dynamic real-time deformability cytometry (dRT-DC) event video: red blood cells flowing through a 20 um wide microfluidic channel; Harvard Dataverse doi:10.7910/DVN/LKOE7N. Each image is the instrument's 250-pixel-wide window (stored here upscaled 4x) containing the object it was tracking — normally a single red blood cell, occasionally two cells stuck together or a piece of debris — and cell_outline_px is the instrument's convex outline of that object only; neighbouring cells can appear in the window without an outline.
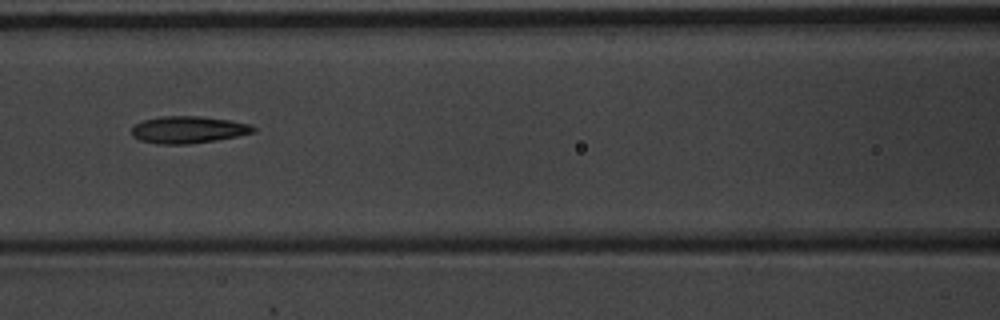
{"species": "common noctule bat (a hibernating species)", "species_latin": "Nyctalus noctula", "temperature_condition": "warm", "stored_images_in_passage": 10, "camera_frame_rate_fps": 3000, "um_per_image_px": 0.085, "animal": {"sex": "male", "body_mass_g": 20.1, "forearm_length_mm": 53.5}, "frame": {"image": 1, "passage_image": 7, "time_ms": 2.0, "image_size_px": [1000, 320], "cell_outline_px": [[256, 132], [216, 140], [188, 144], [156, 144], [140, 140], [132, 136], [132, 128], [136, 124], [144, 120], [160, 116], [200, 116], [228, 120], [252, 124], [256, 128]], "centroid_in_image_um": [16.01, 11.02], "position_along_channel_um": 150.6, "area_um2": 19.19}}
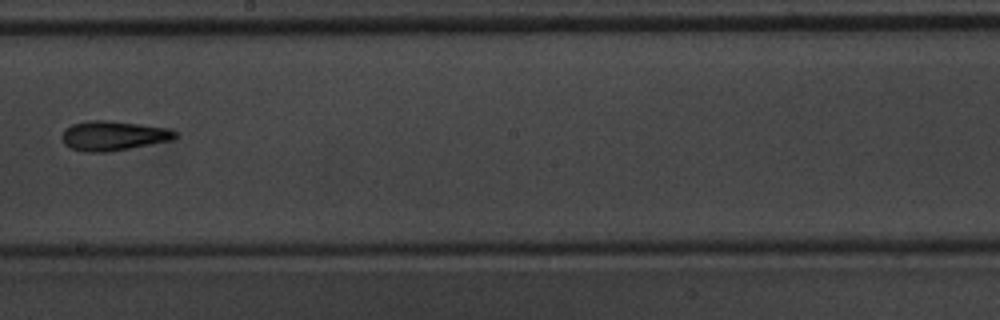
{"frame": {"image": 2, "passage_image": 9, "time_ms": 2.667, "image_size_px": [1000, 320], "cell_outline_px": [[176, 136], [172, 140], [128, 148], [104, 152], [84, 152], [72, 148], [64, 144], [64, 128], [72, 124], [88, 120], [108, 120], [140, 124], [168, 128], [176, 132]], "centroid_in_image_um": [9.62, 11.52], "position_along_channel_um": 238.6, "area_um2": 19.25}}